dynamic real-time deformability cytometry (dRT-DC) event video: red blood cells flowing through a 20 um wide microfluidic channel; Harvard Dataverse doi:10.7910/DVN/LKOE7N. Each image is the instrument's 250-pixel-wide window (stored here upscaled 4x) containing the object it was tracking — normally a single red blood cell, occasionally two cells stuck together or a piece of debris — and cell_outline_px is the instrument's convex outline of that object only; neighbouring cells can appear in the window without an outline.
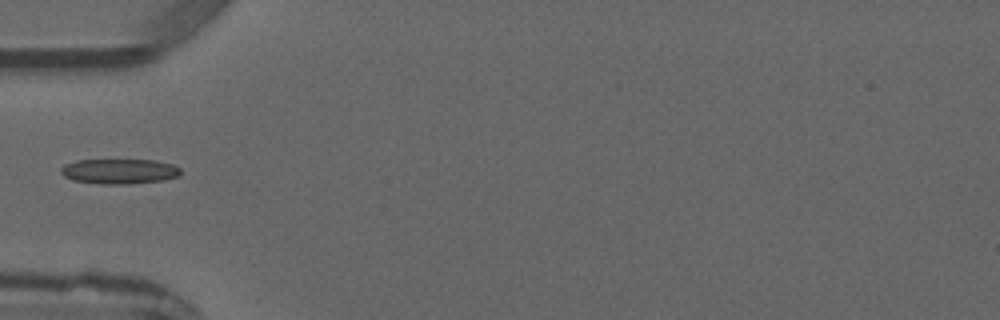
{"species": "common noctule bat (a hibernating species)", "species_latin": "Nyctalus noctula", "temperature_condition": "warm", "stored_images_in_passage": 4, "camera_frame_rate_fps": 3000, "um_per_image_px": 0.085, "animal": {"sex": "male", "forearm_length_mm": 52.5}, "frame": {"image": 1, "passage_image": 4, "time_ms": 3.667, "image_size_px": [1000, 320], "cell_outline_px": [[180, 176], [164, 180], [124, 184], [100, 184], [72, 180], [64, 176], [60, 172], [60, 168], [64, 164], [76, 160], [152, 160], [172, 164], [180, 168]], "centroid_in_image_um": [10.12, 14.56], "position_along_channel_um": 74.9, "area_um2": 17.51}}